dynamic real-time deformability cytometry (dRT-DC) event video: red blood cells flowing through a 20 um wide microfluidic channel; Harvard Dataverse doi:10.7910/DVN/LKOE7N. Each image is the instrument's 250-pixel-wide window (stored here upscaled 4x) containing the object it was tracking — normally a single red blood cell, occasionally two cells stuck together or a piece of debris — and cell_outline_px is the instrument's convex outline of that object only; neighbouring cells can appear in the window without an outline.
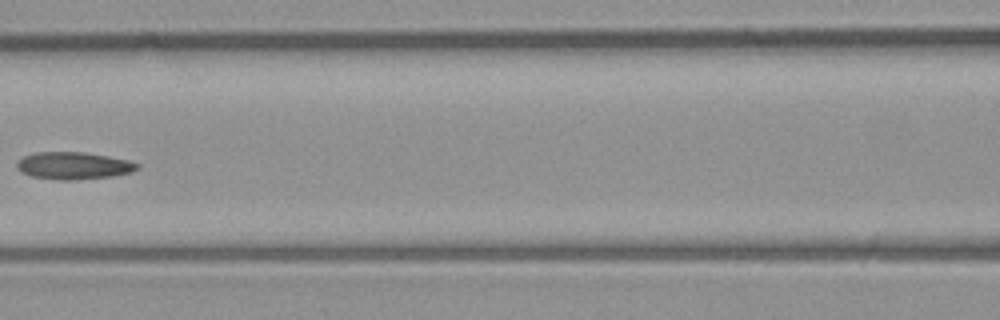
{"species": "common noctule bat (a hibernating species)", "species_latin": "Nyctalus noctula", "temperature_condition": "room temperature", "stored_images_in_passage": 9, "camera_frame_rate_fps": 3000, "um_per_image_px": 0.085, "animal": {"sex": "male", "body_mass_g": 23.1, "forearm_length_mm": 52.7}, "frame": {"image": 1, "passage_image": 7, "time_ms": 7.667, "image_size_px": [1000, 320], "cell_outline_px": [[140, 168], [132, 172], [112, 176], [72, 180], [56, 180], [32, 176], [20, 172], [16, 168], [16, 160], [24, 156], [36, 152], [84, 152], [108, 156], [128, 160], [140, 164]], "centroid_in_image_um": [6.23, 14.08], "position_along_channel_um": 160.4, "area_um2": 19.31}}
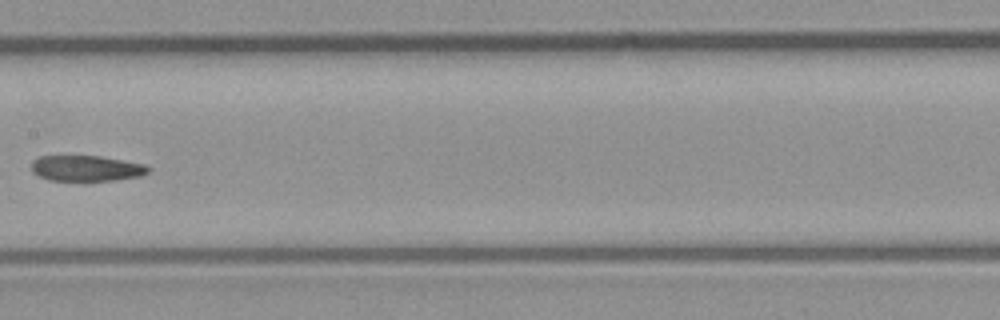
{"frame": {"image": 2, "passage_image": 8, "time_ms": 8.667, "image_size_px": [1000, 320], "cell_outline_px": [[152, 168], [148, 172], [140, 176], [116, 180], [48, 180], [32, 172], [32, 160], [40, 156], [100, 156], [144, 164]], "centroid_in_image_um": [7.35, 14.3], "position_along_channel_um": 200.1, "area_um2": 17.4}}
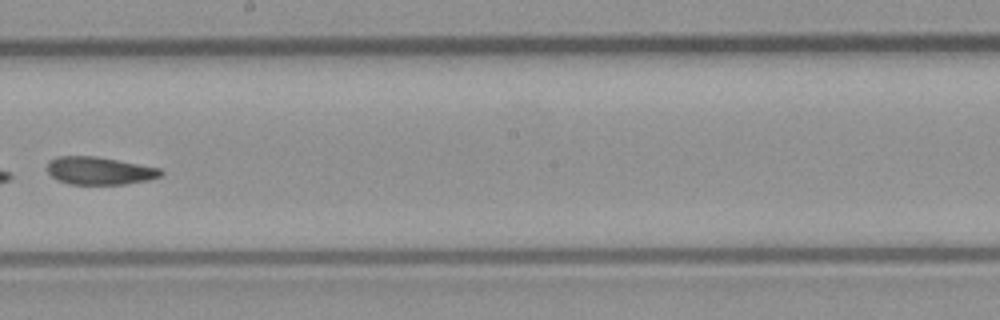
{"frame": {"image": 3, "passage_image": 9, "time_ms": 9.667, "image_size_px": [1000, 320], "cell_outline_px": [[164, 172], [160, 176], [148, 180], [124, 184], [68, 184], [52, 176], [48, 172], [48, 160], [56, 156], [96, 156], [160, 168]], "centroid_in_image_um": [8.44, 14.5], "position_along_channel_um": 239.8, "area_um2": 18.26}}